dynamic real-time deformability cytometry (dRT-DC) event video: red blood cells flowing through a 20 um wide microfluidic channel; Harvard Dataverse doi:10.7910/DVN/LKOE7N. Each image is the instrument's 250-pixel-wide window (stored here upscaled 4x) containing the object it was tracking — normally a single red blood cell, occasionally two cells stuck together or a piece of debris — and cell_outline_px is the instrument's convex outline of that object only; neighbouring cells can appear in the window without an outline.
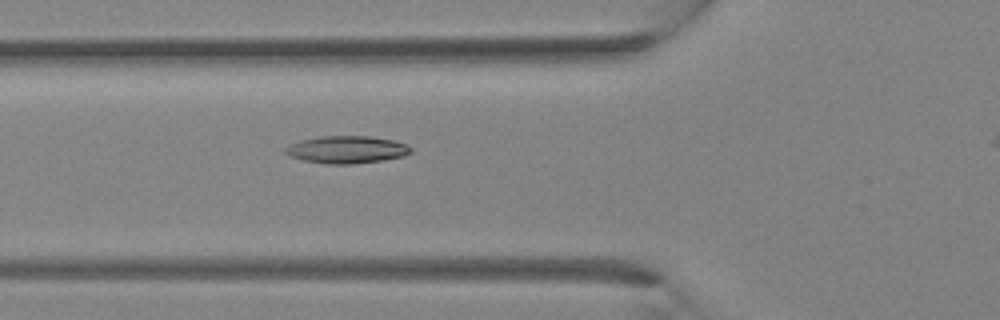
{"species": "Egyptian fruit bat (a non-hibernating species)", "species_latin": "Rousettus aegyptiacus", "temperature_condition": "room temperature", "stored_images_in_passage": 24, "camera_frame_rate_fps": 3000, "um_per_image_px": 0.085, "animal": {"sex": "female"}, "frame": {"image": 1, "passage_image": 6, "time_ms": 1.667, "image_size_px": [1000, 320], "cell_outline_px": [[412, 152], [404, 156], [384, 160], [352, 164], [328, 164], [304, 160], [288, 156], [284, 152], [284, 148], [288, 144], [300, 140], [320, 136], [368, 136], [392, 140], [404, 144], [412, 148]], "centroid_in_image_um": [29.43, 12.72], "position_along_channel_um": 96.4, "area_um2": 20.11}}
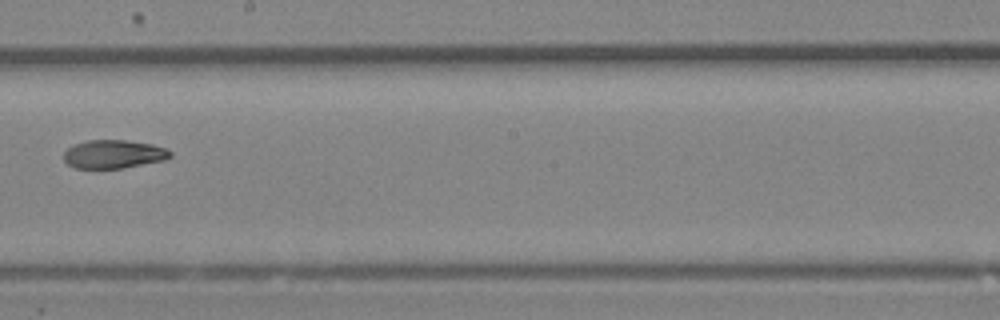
{"frame": {"image": 2, "passage_image": 13, "time_ms": 4.0, "image_size_px": [1000, 320], "cell_outline_px": [[172, 156], [164, 160], [124, 168], [76, 168], [68, 164], [64, 160], [64, 152], [72, 144], [88, 140], [128, 140], [152, 144], [164, 148], [172, 152]], "centroid_in_image_um": [9.65, 13.09], "position_along_channel_um": 238.5, "area_um2": 17.69}}
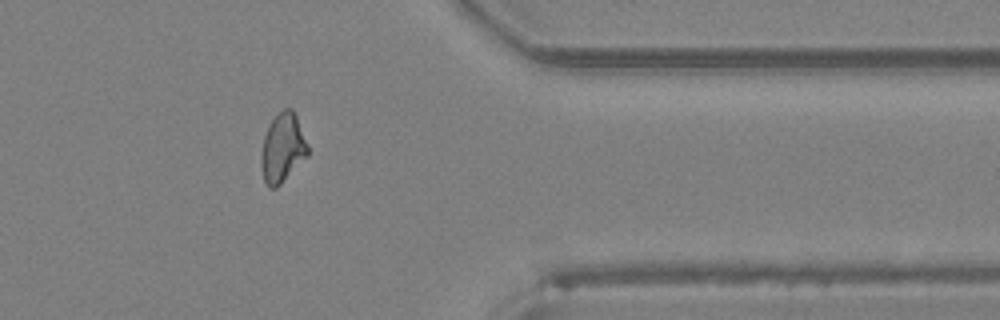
{"frame": {"image": 3, "passage_image": 21, "time_ms": 6.667, "image_size_px": [1000, 320], "cell_outline_px": [[308, 156], [276, 188], [268, 188], [264, 180], [260, 164], [260, 156], [264, 136], [272, 120], [284, 108], [292, 108], [296, 116], [308, 144]], "centroid_in_image_um": [24.02, 12.6], "position_along_channel_um": 387.4, "area_um2": 18.67}}